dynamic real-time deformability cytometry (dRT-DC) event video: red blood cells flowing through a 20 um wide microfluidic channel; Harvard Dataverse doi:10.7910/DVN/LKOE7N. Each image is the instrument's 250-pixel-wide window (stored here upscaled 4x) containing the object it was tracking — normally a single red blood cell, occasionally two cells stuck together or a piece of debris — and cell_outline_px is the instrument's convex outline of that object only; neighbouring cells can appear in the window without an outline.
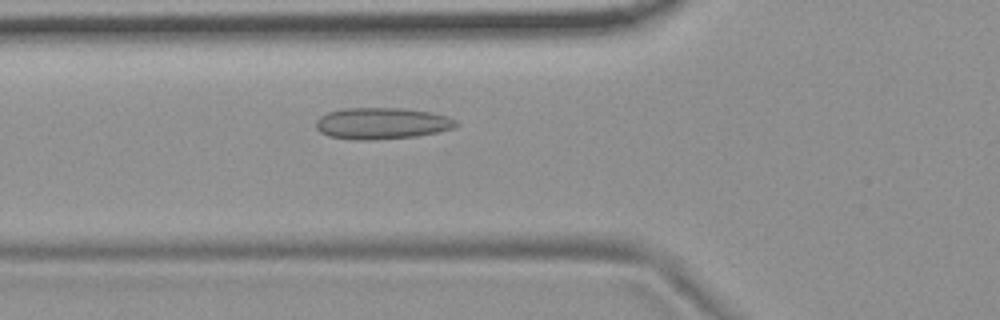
{"species": "common noctule bat (a hibernating species)", "species_latin": "Nyctalus noctula", "temperature_condition": "room temperature", "stored_images_in_passage": 54, "camera_frame_rate_fps": 3000, "um_per_image_px": 0.085, "animal": {"sex": "female", "body_mass_g": 19.9}, "frame": {"image": 1, "passage_image": 19, "time_ms": 6.0, "image_size_px": [1000, 320], "cell_outline_px": [[460, 124], [452, 128], [436, 132], [416, 136], [372, 140], [356, 140], [328, 136], [320, 132], [316, 128], [316, 120], [320, 116], [328, 112], [344, 108], [400, 108], [432, 112], [448, 116], [456, 120]], "centroid_in_image_um": [32.45, 10.48], "position_along_channel_um": 93.4, "area_um2": 25.78}}
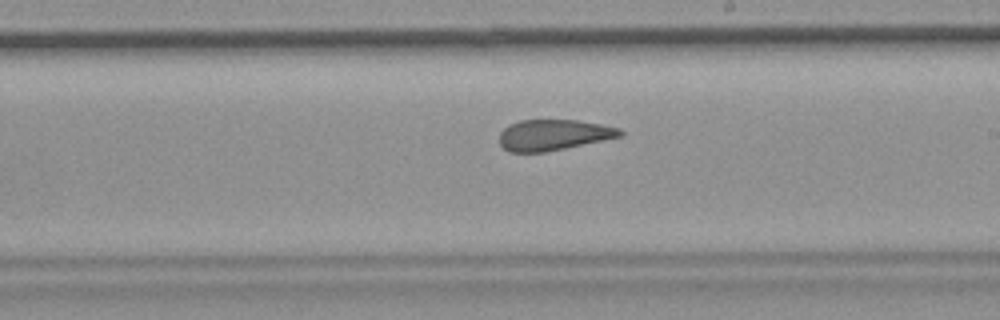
{"frame": {"image": 2, "passage_image": 31, "time_ms": 10.0, "image_size_px": [1000, 320], "cell_outline_px": [[624, 136], [544, 152], [508, 152], [500, 144], [500, 132], [508, 124], [520, 120], [576, 120], [600, 124], [620, 128], [624, 132]], "centroid_in_image_um": [47.05, 11.46], "position_along_channel_um": 242.0, "area_um2": 21.68}}
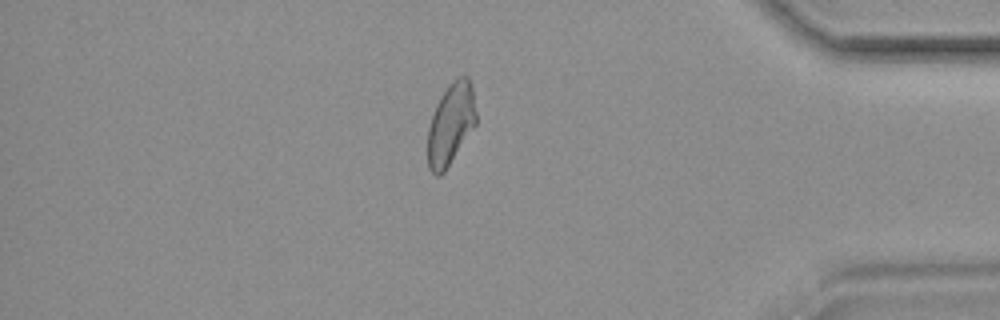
{"frame": {"image": 3, "passage_image": 46, "time_ms": 15.0, "image_size_px": [1000, 320], "cell_outline_px": [[476, 124], [444, 172], [440, 176], [436, 176], [428, 168], [428, 128], [436, 104], [440, 96], [448, 84], [452, 80], [460, 76], [468, 76], [472, 84], [476, 112]], "centroid_in_image_um": [38.32, 10.52], "position_along_channel_um": 396.9, "area_um2": 23.06}, "authors_computed_cell_mechanics": {"area_um2": 23.6691, "velocity_mm_per_s": 3.7166, "shape_relaxation_time_tau1_ms": null, "shape_relaxation_time_tau2_ms": 1.6676, "deformation_change_tau1": null, "deformation_change_tau2": 0.0944}}